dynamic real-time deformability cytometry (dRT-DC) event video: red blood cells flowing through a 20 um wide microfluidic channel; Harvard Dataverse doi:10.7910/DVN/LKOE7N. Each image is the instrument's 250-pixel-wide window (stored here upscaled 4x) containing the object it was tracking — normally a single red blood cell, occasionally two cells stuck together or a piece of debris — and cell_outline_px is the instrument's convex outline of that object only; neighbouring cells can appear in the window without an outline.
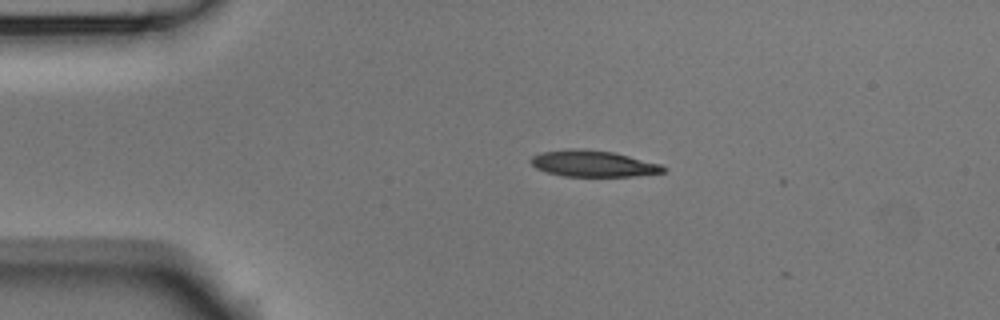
{"species": "Egyptian fruit bat (a non-hibernating species)", "species_latin": "Rousettus aegyptiacus", "temperature_condition": "room temperature", "stored_images_in_passage": 2, "camera_frame_rate_fps": 3000, "um_per_image_px": 0.085, "animal": {"sex": "male"}, "frame": {"image": 1, "passage_image": 1, "time_ms": 0.0, "image_size_px": [1000, 320], "cell_outline_px": [[664, 172], [632, 176], [564, 176], [548, 172], [536, 168], [528, 160], [532, 156], [544, 152], [572, 148], [612, 152], [660, 164], [664, 168]], "centroid_in_image_um": [50.37, 13.91], "position_along_channel_um": 34.6, "area_um2": 19.83}}